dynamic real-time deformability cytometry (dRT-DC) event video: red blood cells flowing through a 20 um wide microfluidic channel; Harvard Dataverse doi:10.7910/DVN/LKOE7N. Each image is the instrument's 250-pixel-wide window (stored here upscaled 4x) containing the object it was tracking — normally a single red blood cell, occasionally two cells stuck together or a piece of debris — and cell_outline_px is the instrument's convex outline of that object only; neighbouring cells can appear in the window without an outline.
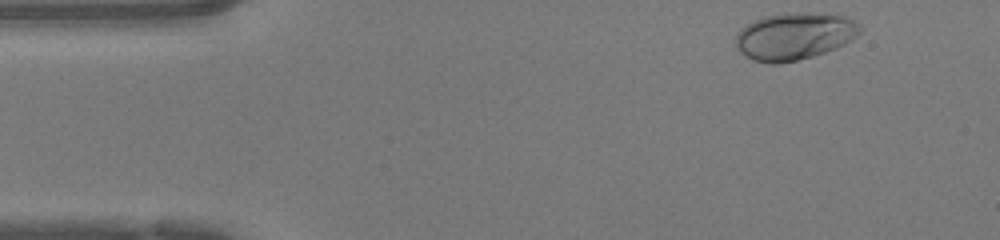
{"species": "human", "species_latin": "Homo sapiens", "temperature_condition": "warm", "stored_images_in_passage": 43, "camera_frame_rate_fps": 3000, "um_per_image_px": 0.085, "donor": {"sex": "female"}, "frame": {"image": 1, "passage_image": 1, "time_ms": 0.0, "image_size_px": [1000, 240], "cell_outline_px": [[860, 32], [856, 36], [844, 44], [836, 48], [812, 56], [796, 60], [776, 64], [772, 64], [752, 60], [740, 52], [736, 48], [736, 36], [740, 28], [764, 16], [788, 12], [796, 12], [844, 16], [860, 24]], "centroid_in_image_um": [67.49, 3.08], "position_along_channel_um": 17.5, "area_um2": 33.87}}
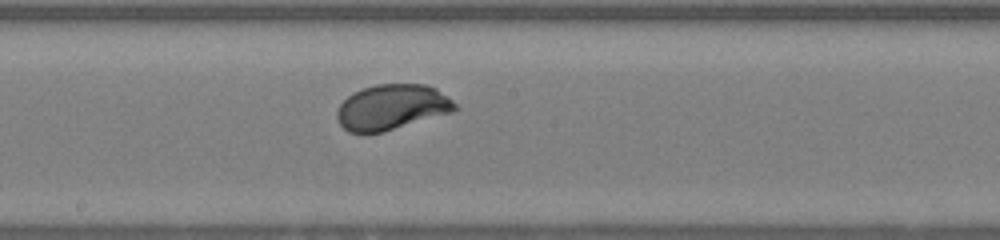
{"frame": {"image": 2, "passage_image": 21, "time_ms": 6.667, "image_size_px": [1000, 240], "cell_outline_px": [[460, 108], [452, 112], [384, 132], [348, 132], [340, 124], [336, 116], [336, 112], [340, 104], [352, 92], [376, 84], [424, 84], [436, 88], [452, 100]], "centroid_in_image_um": [33.31, 9.1], "position_along_channel_um": 214.9, "area_um2": 31.15}}
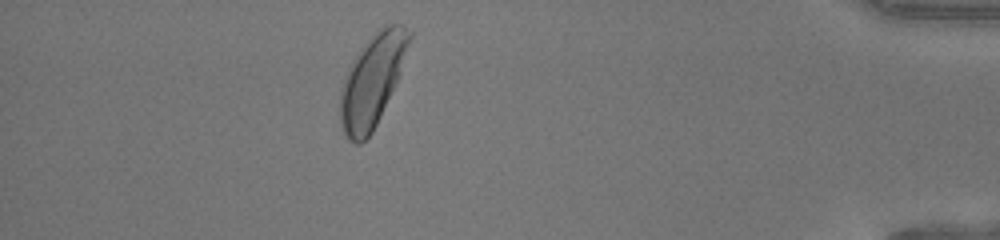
{"frame": {"image": 3, "passage_image": 38, "time_ms": 12.333, "image_size_px": [1000, 240], "cell_outline_px": [[412, 36], [396, 84], [372, 132], [360, 144], [356, 144], [348, 140], [340, 124], [340, 88], [348, 68], [352, 60], [360, 48], [384, 24], [404, 24], [412, 32]], "centroid_in_image_um": [31.63, 6.83], "position_along_channel_um": 403.6, "area_um2": 36.82}, "authors_computed_cell_mechanics": {"area_um2": 31.5588, "velocity_mm_per_s": 4.2631, "shape_relaxation_time_tau1_ms": 1.8751, "shape_relaxation_time_tau2_ms": null, "deformation_change_tau1": 0.1474, "deformation_change_tau2": null}}